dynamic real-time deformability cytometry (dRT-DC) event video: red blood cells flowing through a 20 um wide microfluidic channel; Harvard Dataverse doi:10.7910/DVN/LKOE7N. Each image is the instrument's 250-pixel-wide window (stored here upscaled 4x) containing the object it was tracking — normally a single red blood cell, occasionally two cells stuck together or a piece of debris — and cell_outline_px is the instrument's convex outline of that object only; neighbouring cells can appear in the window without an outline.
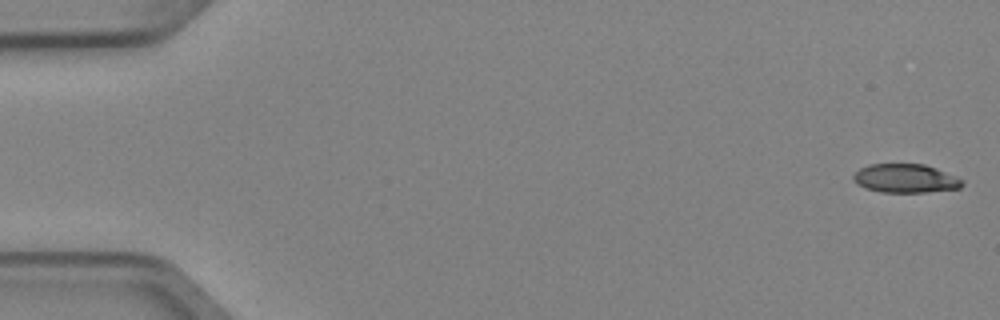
{"species": "Egyptian fruit bat (a non-hibernating species)", "species_latin": "Rousettus aegyptiacus", "temperature_condition": "cold", "stored_images_in_passage": 5, "camera_frame_rate_fps": 3000, "um_per_image_px": 0.085, "animal": {"sex": "female"}, "frame": {"image": 1, "passage_image": 1, "time_ms": 0.0, "image_size_px": [1000, 320], "cell_outline_px": [[964, 184], [960, 188], [924, 192], [880, 192], [864, 188], [856, 184], [852, 180], [852, 176], [860, 168], [868, 164], [924, 164], [936, 168], [956, 176], [964, 180]], "centroid_in_image_um": [76.94, 15.16], "position_along_channel_um": 8.1, "area_um2": 18.38}}
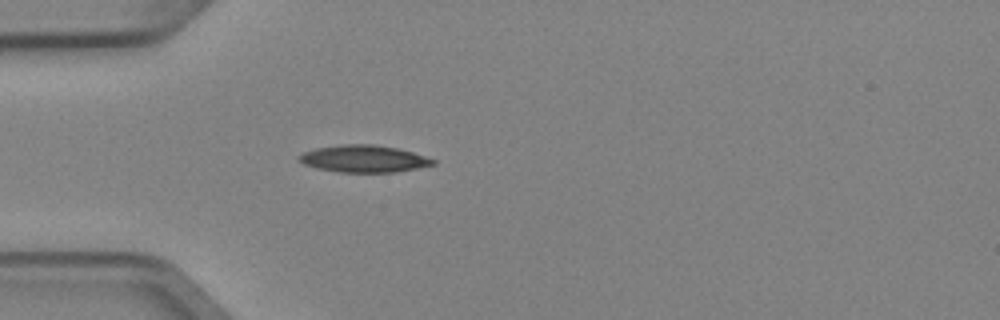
{"frame": {"image": 2, "passage_image": 5, "time_ms": 1.333, "image_size_px": [1000, 320], "cell_outline_px": [[436, 164], [396, 172], [340, 172], [316, 168], [304, 164], [296, 156], [304, 152], [316, 148], [344, 144], [372, 144], [396, 148], [412, 152], [436, 160]], "centroid_in_image_um": [30.91, 13.49], "position_along_channel_um": 54.1, "area_um2": 20.98}}